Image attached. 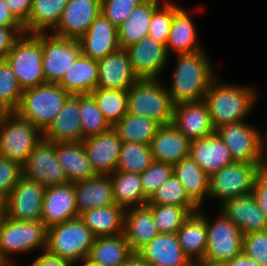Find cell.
Segmentation results:
<instances>
[{
    "instance_id": "1",
    "label": "cell",
    "mask_w": 267,
    "mask_h": 266,
    "mask_svg": "<svg viewBox=\"0 0 267 266\" xmlns=\"http://www.w3.org/2000/svg\"><path fill=\"white\" fill-rule=\"evenodd\" d=\"M176 60L171 85L167 87L173 105L204 100L210 83L216 78L205 50L178 54Z\"/></svg>"
},
{
    "instance_id": "2",
    "label": "cell",
    "mask_w": 267,
    "mask_h": 266,
    "mask_svg": "<svg viewBox=\"0 0 267 266\" xmlns=\"http://www.w3.org/2000/svg\"><path fill=\"white\" fill-rule=\"evenodd\" d=\"M216 77L204 97L215 129L222 125L245 121L258 99L257 89L248 85L223 83Z\"/></svg>"
},
{
    "instance_id": "3",
    "label": "cell",
    "mask_w": 267,
    "mask_h": 266,
    "mask_svg": "<svg viewBox=\"0 0 267 266\" xmlns=\"http://www.w3.org/2000/svg\"><path fill=\"white\" fill-rule=\"evenodd\" d=\"M70 96L71 94L58 83L30 87L23 90L20 105L15 113L29 120L44 133Z\"/></svg>"
},
{
    "instance_id": "4",
    "label": "cell",
    "mask_w": 267,
    "mask_h": 266,
    "mask_svg": "<svg viewBox=\"0 0 267 266\" xmlns=\"http://www.w3.org/2000/svg\"><path fill=\"white\" fill-rule=\"evenodd\" d=\"M160 83L159 79H138L127 90L128 113L151 118L160 125L171 124L174 105L167 87Z\"/></svg>"
},
{
    "instance_id": "5",
    "label": "cell",
    "mask_w": 267,
    "mask_h": 266,
    "mask_svg": "<svg viewBox=\"0 0 267 266\" xmlns=\"http://www.w3.org/2000/svg\"><path fill=\"white\" fill-rule=\"evenodd\" d=\"M47 228L42 221H16L0 218V263L12 266L10 255L46 250Z\"/></svg>"
},
{
    "instance_id": "6",
    "label": "cell",
    "mask_w": 267,
    "mask_h": 266,
    "mask_svg": "<svg viewBox=\"0 0 267 266\" xmlns=\"http://www.w3.org/2000/svg\"><path fill=\"white\" fill-rule=\"evenodd\" d=\"M95 237L78 217L47 229L46 252L69 264L88 258Z\"/></svg>"
},
{
    "instance_id": "7",
    "label": "cell",
    "mask_w": 267,
    "mask_h": 266,
    "mask_svg": "<svg viewBox=\"0 0 267 266\" xmlns=\"http://www.w3.org/2000/svg\"><path fill=\"white\" fill-rule=\"evenodd\" d=\"M43 133L29 120L15 112L3 113L0 117V157L25 163Z\"/></svg>"
},
{
    "instance_id": "8",
    "label": "cell",
    "mask_w": 267,
    "mask_h": 266,
    "mask_svg": "<svg viewBox=\"0 0 267 266\" xmlns=\"http://www.w3.org/2000/svg\"><path fill=\"white\" fill-rule=\"evenodd\" d=\"M42 57L41 33L21 35L8 52L5 60L23 90L45 83Z\"/></svg>"
},
{
    "instance_id": "9",
    "label": "cell",
    "mask_w": 267,
    "mask_h": 266,
    "mask_svg": "<svg viewBox=\"0 0 267 266\" xmlns=\"http://www.w3.org/2000/svg\"><path fill=\"white\" fill-rule=\"evenodd\" d=\"M246 122L222 125L216 133L229 148L234 162L264 164L266 152L262 132Z\"/></svg>"
},
{
    "instance_id": "10",
    "label": "cell",
    "mask_w": 267,
    "mask_h": 266,
    "mask_svg": "<svg viewBox=\"0 0 267 266\" xmlns=\"http://www.w3.org/2000/svg\"><path fill=\"white\" fill-rule=\"evenodd\" d=\"M264 164L233 162L209 177V198L219 200L251 194L254 181Z\"/></svg>"
},
{
    "instance_id": "11",
    "label": "cell",
    "mask_w": 267,
    "mask_h": 266,
    "mask_svg": "<svg viewBox=\"0 0 267 266\" xmlns=\"http://www.w3.org/2000/svg\"><path fill=\"white\" fill-rule=\"evenodd\" d=\"M220 213L214 222L206 217L207 246L200 263L223 264L242 253L243 234L229 218Z\"/></svg>"
},
{
    "instance_id": "12",
    "label": "cell",
    "mask_w": 267,
    "mask_h": 266,
    "mask_svg": "<svg viewBox=\"0 0 267 266\" xmlns=\"http://www.w3.org/2000/svg\"><path fill=\"white\" fill-rule=\"evenodd\" d=\"M45 83H59L81 54L79 41L41 33Z\"/></svg>"
},
{
    "instance_id": "13",
    "label": "cell",
    "mask_w": 267,
    "mask_h": 266,
    "mask_svg": "<svg viewBox=\"0 0 267 266\" xmlns=\"http://www.w3.org/2000/svg\"><path fill=\"white\" fill-rule=\"evenodd\" d=\"M45 189L22 176L5 198L4 216L16 221H41Z\"/></svg>"
},
{
    "instance_id": "14",
    "label": "cell",
    "mask_w": 267,
    "mask_h": 266,
    "mask_svg": "<svg viewBox=\"0 0 267 266\" xmlns=\"http://www.w3.org/2000/svg\"><path fill=\"white\" fill-rule=\"evenodd\" d=\"M22 175L45 188L68 184L65 171L56 157L55 143L43 138L22 165Z\"/></svg>"
},
{
    "instance_id": "15",
    "label": "cell",
    "mask_w": 267,
    "mask_h": 266,
    "mask_svg": "<svg viewBox=\"0 0 267 266\" xmlns=\"http://www.w3.org/2000/svg\"><path fill=\"white\" fill-rule=\"evenodd\" d=\"M133 73L138 79H159L168 66L166 45L150 36L126 48Z\"/></svg>"
},
{
    "instance_id": "16",
    "label": "cell",
    "mask_w": 267,
    "mask_h": 266,
    "mask_svg": "<svg viewBox=\"0 0 267 266\" xmlns=\"http://www.w3.org/2000/svg\"><path fill=\"white\" fill-rule=\"evenodd\" d=\"M101 13V0H68L51 34L79 40Z\"/></svg>"
},
{
    "instance_id": "17",
    "label": "cell",
    "mask_w": 267,
    "mask_h": 266,
    "mask_svg": "<svg viewBox=\"0 0 267 266\" xmlns=\"http://www.w3.org/2000/svg\"><path fill=\"white\" fill-rule=\"evenodd\" d=\"M82 145L97 174L109 175L117 170L122 141L113 128L83 139Z\"/></svg>"
},
{
    "instance_id": "18",
    "label": "cell",
    "mask_w": 267,
    "mask_h": 266,
    "mask_svg": "<svg viewBox=\"0 0 267 266\" xmlns=\"http://www.w3.org/2000/svg\"><path fill=\"white\" fill-rule=\"evenodd\" d=\"M171 124L190 141L210 136L216 132L204 100L175 105Z\"/></svg>"
},
{
    "instance_id": "19",
    "label": "cell",
    "mask_w": 267,
    "mask_h": 266,
    "mask_svg": "<svg viewBox=\"0 0 267 266\" xmlns=\"http://www.w3.org/2000/svg\"><path fill=\"white\" fill-rule=\"evenodd\" d=\"M78 218L74 183L45 189L41 221L46 228Z\"/></svg>"
},
{
    "instance_id": "20",
    "label": "cell",
    "mask_w": 267,
    "mask_h": 266,
    "mask_svg": "<svg viewBox=\"0 0 267 266\" xmlns=\"http://www.w3.org/2000/svg\"><path fill=\"white\" fill-rule=\"evenodd\" d=\"M78 41L81 53L96 61L121 48L117 28L102 13Z\"/></svg>"
},
{
    "instance_id": "21",
    "label": "cell",
    "mask_w": 267,
    "mask_h": 266,
    "mask_svg": "<svg viewBox=\"0 0 267 266\" xmlns=\"http://www.w3.org/2000/svg\"><path fill=\"white\" fill-rule=\"evenodd\" d=\"M219 209L243 235L267 229V219L252 194L228 199Z\"/></svg>"
},
{
    "instance_id": "22",
    "label": "cell",
    "mask_w": 267,
    "mask_h": 266,
    "mask_svg": "<svg viewBox=\"0 0 267 266\" xmlns=\"http://www.w3.org/2000/svg\"><path fill=\"white\" fill-rule=\"evenodd\" d=\"M137 255L149 266H192L181 248L176 233H159Z\"/></svg>"
},
{
    "instance_id": "23",
    "label": "cell",
    "mask_w": 267,
    "mask_h": 266,
    "mask_svg": "<svg viewBox=\"0 0 267 266\" xmlns=\"http://www.w3.org/2000/svg\"><path fill=\"white\" fill-rule=\"evenodd\" d=\"M97 62V87L128 90L138 80V77L132 71L128 53L124 48L118 49Z\"/></svg>"
},
{
    "instance_id": "24",
    "label": "cell",
    "mask_w": 267,
    "mask_h": 266,
    "mask_svg": "<svg viewBox=\"0 0 267 266\" xmlns=\"http://www.w3.org/2000/svg\"><path fill=\"white\" fill-rule=\"evenodd\" d=\"M191 141L173 124L161 125L150 143L153 161L172 166L189 157Z\"/></svg>"
},
{
    "instance_id": "25",
    "label": "cell",
    "mask_w": 267,
    "mask_h": 266,
    "mask_svg": "<svg viewBox=\"0 0 267 266\" xmlns=\"http://www.w3.org/2000/svg\"><path fill=\"white\" fill-rule=\"evenodd\" d=\"M80 95H71L60 113L43 133V139L52 143L82 142Z\"/></svg>"
},
{
    "instance_id": "26",
    "label": "cell",
    "mask_w": 267,
    "mask_h": 266,
    "mask_svg": "<svg viewBox=\"0 0 267 266\" xmlns=\"http://www.w3.org/2000/svg\"><path fill=\"white\" fill-rule=\"evenodd\" d=\"M189 157L209 177L234 162L229 148L216 132L210 136L191 141Z\"/></svg>"
},
{
    "instance_id": "27",
    "label": "cell",
    "mask_w": 267,
    "mask_h": 266,
    "mask_svg": "<svg viewBox=\"0 0 267 266\" xmlns=\"http://www.w3.org/2000/svg\"><path fill=\"white\" fill-rule=\"evenodd\" d=\"M158 234L151 210L146 205L125 210L124 236L134 254Z\"/></svg>"
},
{
    "instance_id": "28",
    "label": "cell",
    "mask_w": 267,
    "mask_h": 266,
    "mask_svg": "<svg viewBox=\"0 0 267 266\" xmlns=\"http://www.w3.org/2000/svg\"><path fill=\"white\" fill-rule=\"evenodd\" d=\"M78 217L93 208L115 204L110 175L98 174L74 183Z\"/></svg>"
},
{
    "instance_id": "29",
    "label": "cell",
    "mask_w": 267,
    "mask_h": 266,
    "mask_svg": "<svg viewBox=\"0 0 267 266\" xmlns=\"http://www.w3.org/2000/svg\"><path fill=\"white\" fill-rule=\"evenodd\" d=\"M204 214L201 210L191 213L176 233L181 248L194 264L200 263L206 252L207 228Z\"/></svg>"
},
{
    "instance_id": "30",
    "label": "cell",
    "mask_w": 267,
    "mask_h": 266,
    "mask_svg": "<svg viewBox=\"0 0 267 266\" xmlns=\"http://www.w3.org/2000/svg\"><path fill=\"white\" fill-rule=\"evenodd\" d=\"M55 152L68 183L87 180L98 175L86 155L82 142L55 143Z\"/></svg>"
},
{
    "instance_id": "31",
    "label": "cell",
    "mask_w": 267,
    "mask_h": 266,
    "mask_svg": "<svg viewBox=\"0 0 267 266\" xmlns=\"http://www.w3.org/2000/svg\"><path fill=\"white\" fill-rule=\"evenodd\" d=\"M58 84L71 95H90L98 84V62L81 53Z\"/></svg>"
},
{
    "instance_id": "32",
    "label": "cell",
    "mask_w": 267,
    "mask_h": 266,
    "mask_svg": "<svg viewBox=\"0 0 267 266\" xmlns=\"http://www.w3.org/2000/svg\"><path fill=\"white\" fill-rule=\"evenodd\" d=\"M160 5H162L161 0H145L130 13L117 28L121 48L126 49L148 36L153 12Z\"/></svg>"
},
{
    "instance_id": "33",
    "label": "cell",
    "mask_w": 267,
    "mask_h": 266,
    "mask_svg": "<svg viewBox=\"0 0 267 266\" xmlns=\"http://www.w3.org/2000/svg\"><path fill=\"white\" fill-rule=\"evenodd\" d=\"M189 14L185 8H181L174 15L166 43L169 55L171 50L178 55L195 53L204 49L199 44L200 41H198V34L196 32L197 27L194 25L195 22H193Z\"/></svg>"
},
{
    "instance_id": "34",
    "label": "cell",
    "mask_w": 267,
    "mask_h": 266,
    "mask_svg": "<svg viewBox=\"0 0 267 266\" xmlns=\"http://www.w3.org/2000/svg\"><path fill=\"white\" fill-rule=\"evenodd\" d=\"M125 210L116 204L93 208L79 218L90 229L93 236H116L124 233Z\"/></svg>"
},
{
    "instance_id": "35",
    "label": "cell",
    "mask_w": 267,
    "mask_h": 266,
    "mask_svg": "<svg viewBox=\"0 0 267 266\" xmlns=\"http://www.w3.org/2000/svg\"><path fill=\"white\" fill-rule=\"evenodd\" d=\"M133 254L122 233L116 236L96 237L88 259L98 266H121Z\"/></svg>"
},
{
    "instance_id": "36",
    "label": "cell",
    "mask_w": 267,
    "mask_h": 266,
    "mask_svg": "<svg viewBox=\"0 0 267 266\" xmlns=\"http://www.w3.org/2000/svg\"><path fill=\"white\" fill-rule=\"evenodd\" d=\"M173 174L184 185L189 198L201 209L209 197V176L190 157L173 166Z\"/></svg>"
},
{
    "instance_id": "37",
    "label": "cell",
    "mask_w": 267,
    "mask_h": 266,
    "mask_svg": "<svg viewBox=\"0 0 267 266\" xmlns=\"http://www.w3.org/2000/svg\"><path fill=\"white\" fill-rule=\"evenodd\" d=\"M68 0H32L28 20L23 24L26 34L48 33L60 21Z\"/></svg>"
},
{
    "instance_id": "38",
    "label": "cell",
    "mask_w": 267,
    "mask_h": 266,
    "mask_svg": "<svg viewBox=\"0 0 267 266\" xmlns=\"http://www.w3.org/2000/svg\"><path fill=\"white\" fill-rule=\"evenodd\" d=\"M109 175L116 205L127 210L147 204L148 200L143 193L140 174L116 170Z\"/></svg>"
},
{
    "instance_id": "39",
    "label": "cell",
    "mask_w": 267,
    "mask_h": 266,
    "mask_svg": "<svg viewBox=\"0 0 267 266\" xmlns=\"http://www.w3.org/2000/svg\"><path fill=\"white\" fill-rule=\"evenodd\" d=\"M161 125L151 118L127 113L112 128L122 142H136L150 145Z\"/></svg>"
},
{
    "instance_id": "40",
    "label": "cell",
    "mask_w": 267,
    "mask_h": 266,
    "mask_svg": "<svg viewBox=\"0 0 267 266\" xmlns=\"http://www.w3.org/2000/svg\"><path fill=\"white\" fill-rule=\"evenodd\" d=\"M90 95L94 98L99 110L112 127L128 113L127 90L97 87Z\"/></svg>"
},
{
    "instance_id": "41",
    "label": "cell",
    "mask_w": 267,
    "mask_h": 266,
    "mask_svg": "<svg viewBox=\"0 0 267 266\" xmlns=\"http://www.w3.org/2000/svg\"><path fill=\"white\" fill-rule=\"evenodd\" d=\"M151 210L159 233H177L185 220L200 208H185L175 205L146 204Z\"/></svg>"
},
{
    "instance_id": "42",
    "label": "cell",
    "mask_w": 267,
    "mask_h": 266,
    "mask_svg": "<svg viewBox=\"0 0 267 266\" xmlns=\"http://www.w3.org/2000/svg\"><path fill=\"white\" fill-rule=\"evenodd\" d=\"M152 162L150 145L122 142L117 166L118 171L141 174Z\"/></svg>"
},
{
    "instance_id": "43",
    "label": "cell",
    "mask_w": 267,
    "mask_h": 266,
    "mask_svg": "<svg viewBox=\"0 0 267 266\" xmlns=\"http://www.w3.org/2000/svg\"><path fill=\"white\" fill-rule=\"evenodd\" d=\"M82 140L106 132L112 126L105 119L91 95H80Z\"/></svg>"
},
{
    "instance_id": "44",
    "label": "cell",
    "mask_w": 267,
    "mask_h": 266,
    "mask_svg": "<svg viewBox=\"0 0 267 266\" xmlns=\"http://www.w3.org/2000/svg\"><path fill=\"white\" fill-rule=\"evenodd\" d=\"M23 89L6 60H0V110L15 112L21 102Z\"/></svg>"
},
{
    "instance_id": "45",
    "label": "cell",
    "mask_w": 267,
    "mask_h": 266,
    "mask_svg": "<svg viewBox=\"0 0 267 266\" xmlns=\"http://www.w3.org/2000/svg\"><path fill=\"white\" fill-rule=\"evenodd\" d=\"M147 204L175 205L185 208H199L187 195L184 185L172 174L157 189Z\"/></svg>"
},
{
    "instance_id": "46",
    "label": "cell",
    "mask_w": 267,
    "mask_h": 266,
    "mask_svg": "<svg viewBox=\"0 0 267 266\" xmlns=\"http://www.w3.org/2000/svg\"><path fill=\"white\" fill-rule=\"evenodd\" d=\"M182 7L177 5L172 1L167 0L160 5L152 15L151 23L149 26L148 36L155 39L157 42L162 44L167 43L170 26L174 15L181 9Z\"/></svg>"
},
{
    "instance_id": "47",
    "label": "cell",
    "mask_w": 267,
    "mask_h": 266,
    "mask_svg": "<svg viewBox=\"0 0 267 266\" xmlns=\"http://www.w3.org/2000/svg\"><path fill=\"white\" fill-rule=\"evenodd\" d=\"M173 174V166L163 162L153 161L140 174L141 185L145 198L149 201L157 189Z\"/></svg>"
},
{
    "instance_id": "48",
    "label": "cell",
    "mask_w": 267,
    "mask_h": 266,
    "mask_svg": "<svg viewBox=\"0 0 267 266\" xmlns=\"http://www.w3.org/2000/svg\"><path fill=\"white\" fill-rule=\"evenodd\" d=\"M145 0H101V13L118 28Z\"/></svg>"
},
{
    "instance_id": "49",
    "label": "cell",
    "mask_w": 267,
    "mask_h": 266,
    "mask_svg": "<svg viewBox=\"0 0 267 266\" xmlns=\"http://www.w3.org/2000/svg\"><path fill=\"white\" fill-rule=\"evenodd\" d=\"M242 252L261 266H267V229L243 235Z\"/></svg>"
},
{
    "instance_id": "50",
    "label": "cell",
    "mask_w": 267,
    "mask_h": 266,
    "mask_svg": "<svg viewBox=\"0 0 267 266\" xmlns=\"http://www.w3.org/2000/svg\"><path fill=\"white\" fill-rule=\"evenodd\" d=\"M22 176L19 163L0 157V196L5 199Z\"/></svg>"
},
{
    "instance_id": "51",
    "label": "cell",
    "mask_w": 267,
    "mask_h": 266,
    "mask_svg": "<svg viewBox=\"0 0 267 266\" xmlns=\"http://www.w3.org/2000/svg\"><path fill=\"white\" fill-rule=\"evenodd\" d=\"M253 197L267 219V170L262 168L257 173L252 188Z\"/></svg>"
},
{
    "instance_id": "52",
    "label": "cell",
    "mask_w": 267,
    "mask_h": 266,
    "mask_svg": "<svg viewBox=\"0 0 267 266\" xmlns=\"http://www.w3.org/2000/svg\"><path fill=\"white\" fill-rule=\"evenodd\" d=\"M23 34H25L24 27L0 26V60H5L14 42Z\"/></svg>"
},
{
    "instance_id": "53",
    "label": "cell",
    "mask_w": 267,
    "mask_h": 266,
    "mask_svg": "<svg viewBox=\"0 0 267 266\" xmlns=\"http://www.w3.org/2000/svg\"><path fill=\"white\" fill-rule=\"evenodd\" d=\"M13 15L24 24L30 15L32 0H4Z\"/></svg>"
},
{
    "instance_id": "54",
    "label": "cell",
    "mask_w": 267,
    "mask_h": 266,
    "mask_svg": "<svg viewBox=\"0 0 267 266\" xmlns=\"http://www.w3.org/2000/svg\"><path fill=\"white\" fill-rule=\"evenodd\" d=\"M0 26L24 27V25L13 15L4 0H0Z\"/></svg>"
},
{
    "instance_id": "55",
    "label": "cell",
    "mask_w": 267,
    "mask_h": 266,
    "mask_svg": "<svg viewBox=\"0 0 267 266\" xmlns=\"http://www.w3.org/2000/svg\"><path fill=\"white\" fill-rule=\"evenodd\" d=\"M31 266H70V264L64 259L43 251L42 254H40L38 258L34 260Z\"/></svg>"
},
{
    "instance_id": "56",
    "label": "cell",
    "mask_w": 267,
    "mask_h": 266,
    "mask_svg": "<svg viewBox=\"0 0 267 266\" xmlns=\"http://www.w3.org/2000/svg\"><path fill=\"white\" fill-rule=\"evenodd\" d=\"M224 266H261L258 262L252 258L246 256L243 252L232 258L230 261L223 263Z\"/></svg>"
},
{
    "instance_id": "57",
    "label": "cell",
    "mask_w": 267,
    "mask_h": 266,
    "mask_svg": "<svg viewBox=\"0 0 267 266\" xmlns=\"http://www.w3.org/2000/svg\"><path fill=\"white\" fill-rule=\"evenodd\" d=\"M121 266H149L143 261L137 254H133L124 264Z\"/></svg>"
},
{
    "instance_id": "58",
    "label": "cell",
    "mask_w": 267,
    "mask_h": 266,
    "mask_svg": "<svg viewBox=\"0 0 267 266\" xmlns=\"http://www.w3.org/2000/svg\"><path fill=\"white\" fill-rule=\"evenodd\" d=\"M79 262L82 264V266H98L95 263L91 262L88 258L74 262L70 264V266H74L76 263L78 264Z\"/></svg>"
},
{
    "instance_id": "59",
    "label": "cell",
    "mask_w": 267,
    "mask_h": 266,
    "mask_svg": "<svg viewBox=\"0 0 267 266\" xmlns=\"http://www.w3.org/2000/svg\"><path fill=\"white\" fill-rule=\"evenodd\" d=\"M4 203L5 199L0 196V218L4 215Z\"/></svg>"
},
{
    "instance_id": "60",
    "label": "cell",
    "mask_w": 267,
    "mask_h": 266,
    "mask_svg": "<svg viewBox=\"0 0 267 266\" xmlns=\"http://www.w3.org/2000/svg\"><path fill=\"white\" fill-rule=\"evenodd\" d=\"M200 266H224L223 264L198 263Z\"/></svg>"
},
{
    "instance_id": "61",
    "label": "cell",
    "mask_w": 267,
    "mask_h": 266,
    "mask_svg": "<svg viewBox=\"0 0 267 266\" xmlns=\"http://www.w3.org/2000/svg\"><path fill=\"white\" fill-rule=\"evenodd\" d=\"M267 133L265 134V136H263L264 138H263V140H264V150L266 151V145H267Z\"/></svg>"
},
{
    "instance_id": "62",
    "label": "cell",
    "mask_w": 267,
    "mask_h": 266,
    "mask_svg": "<svg viewBox=\"0 0 267 266\" xmlns=\"http://www.w3.org/2000/svg\"><path fill=\"white\" fill-rule=\"evenodd\" d=\"M264 156H265L264 169L267 170V154L264 155Z\"/></svg>"
}]
</instances>
